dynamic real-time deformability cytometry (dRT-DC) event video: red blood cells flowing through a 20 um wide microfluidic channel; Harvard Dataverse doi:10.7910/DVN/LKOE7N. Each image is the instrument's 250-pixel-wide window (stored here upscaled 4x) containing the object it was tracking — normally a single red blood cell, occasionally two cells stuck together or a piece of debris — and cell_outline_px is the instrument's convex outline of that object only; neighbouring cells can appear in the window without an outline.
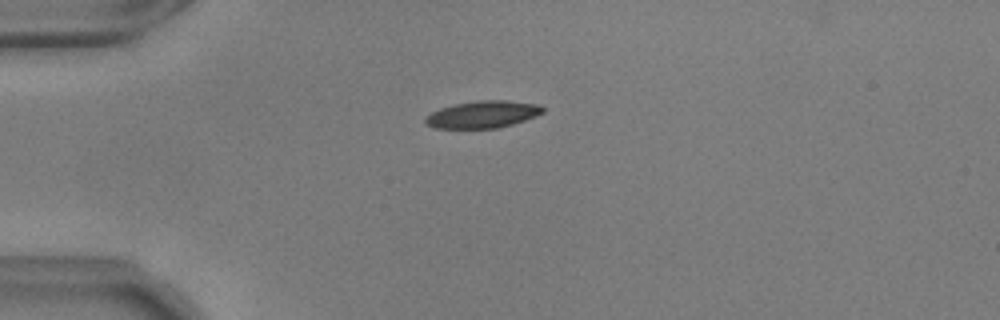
{"species": "common noctule bat (a hibernating species)", "species_latin": "Nyctalus noctula", "temperature_condition": "warm", "stored_images_in_passage": 42, "camera_frame_rate_fps": 3000, "um_per_image_px": 0.085, "animal": {"sex": "male", "body_mass_g": 17.9, "forearm_length_mm": 54.2}, "frame": {"image": 1, "passage_image": 1, "time_ms": 0.0, "image_size_px": [1000, 320], "cell_outline_px": [[544, 112], [536, 116], [512, 124], [496, 128], [432, 128], [424, 124], [424, 116], [440, 108], [456, 104], [480, 100], [504, 100], [540, 104], [544, 108]], "centroid_in_image_um": [41.01, 9.73], "position_along_channel_um": 44.0, "area_um2": 18.61}}
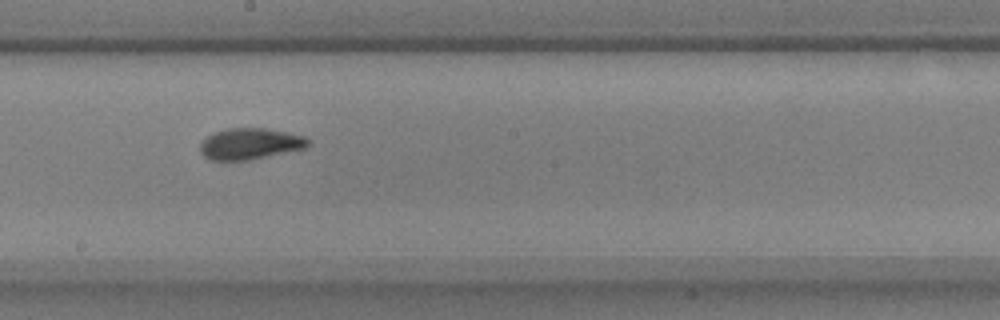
{"frame": {"image": 2, "passage_image": 18, "time_ms": 5.667, "image_size_px": [1000, 320], "cell_outline_px": [[308, 144], [304, 148], [248, 160], [208, 160], [200, 152], [200, 144], [208, 136], [216, 132], [228, 128], [264, 128], [288, 132], [304, 136], [308, 140]], "centroid_in_image_um": [21.22, 12.22], "position_along_channel_um": 227.0, "area_um2": 19.36}}
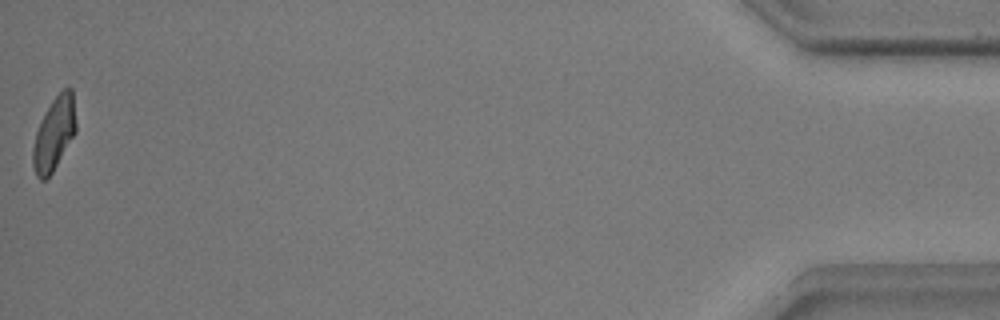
{"frame": {"image": 3, "passage_image": 42, "time_ms": 13.667, "image_size_px": [1000, 320], "cell_outline_px": [[76, 132], [52, 172], [44, 180], [40, 180], [36, 176], [32, 164], [32, 148], [36, 132], [52, 100], [64, 88], [72, 88], [76, 124]], "centroid_in_image_um": [4.6, 11.39], "position_along_channel_um": 430.6, "area_um2": 18.03}, "authors_computed_cell_mechanics": {"area_um2": 19.1896, "velocity_mm_per_s": 3.6692, "shape_relaxation_time_tau1_ms": 3.2523, "shape_relaxation_time_tau2_ms": 1.3591, "deformation_change_tau1": 0.1509, "deformation_change_tau2": 0.0724}}